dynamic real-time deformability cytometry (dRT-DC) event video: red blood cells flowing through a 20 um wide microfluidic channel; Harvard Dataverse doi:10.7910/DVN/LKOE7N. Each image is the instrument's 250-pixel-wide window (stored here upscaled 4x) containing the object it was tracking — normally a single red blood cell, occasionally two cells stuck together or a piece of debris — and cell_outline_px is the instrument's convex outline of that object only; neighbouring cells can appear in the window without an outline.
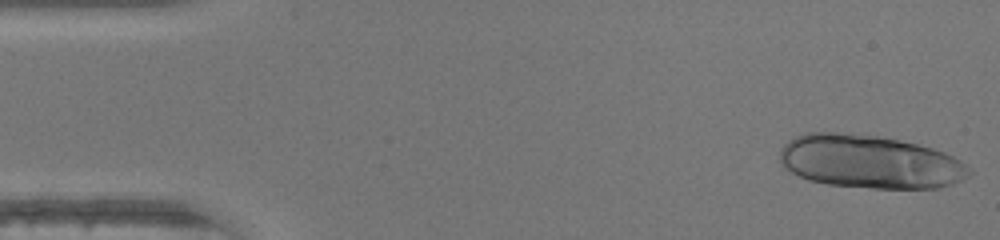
{"species": "human", "species_latin": "Homo sapiens", "temperature_condition": "warm", "stored_images_in_passage": 46, "segment_of_instrument_passage": [1, 2], "camera_frame_rate_fps": 3000, "um_per_image_px": 0.085, "donor": {"sex": "female"}, "frame": {"image": 1, "passage_image": 1, "time_ms": 0.0, "image_size_px": [1000, 240], "cell_outline_px": [[972, 172], [968, 176], [952, 184], [936, 188], [872, 188], [828, 184], [808, 180], [792, 172], [780, 164], [780, 148], [788, 140], [804, 132], [836, 132], [876, 136], [900, 140], [932, 148], [944, 152], [960, 160]], "centroid_in_image_um": [73.89, 13.74], "position_along_channel_um": 11.1, "area_um2": 58.67}}